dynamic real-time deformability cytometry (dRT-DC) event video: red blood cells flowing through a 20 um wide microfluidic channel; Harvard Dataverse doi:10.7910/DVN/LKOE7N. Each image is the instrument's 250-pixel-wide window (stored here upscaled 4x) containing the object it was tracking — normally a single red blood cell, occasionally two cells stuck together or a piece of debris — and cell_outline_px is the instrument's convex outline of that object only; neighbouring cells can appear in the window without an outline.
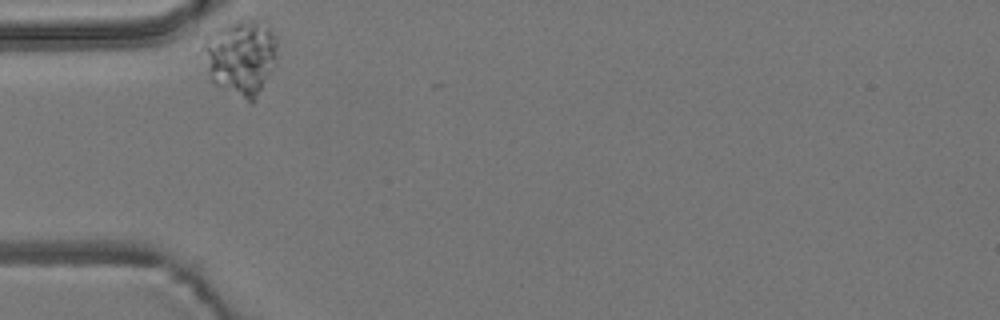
{"species": "common noctule bat (a hibernating species)", "species_latin": "Nyctalus noctula", "temperature_condition": "room temperature", "stored_images_in_passage": 2, "camera_frame_rate_fps": 3000, "um_per_image_px": 0.085, "animal": {"sex": "male", "body_mass_g": 19.2, "forearm_length_mm": 51.8}, "frame": {"image": 1, "passage_image": 1, "time_ms": 0.0, "image_size_px": [1000, 320], "cell_outline_px": [[276, 56], [256, 100], [252, 104], [220, 88], [212, 80], [200, 48], [204, 36], [212, 28], [236, 20], [256, 20], [268, 24], [276, 40]], "centroid_in_image_um": [20.4, 4.82], "position_along_channel_um": 64.6, "area_um2": 32.95}}